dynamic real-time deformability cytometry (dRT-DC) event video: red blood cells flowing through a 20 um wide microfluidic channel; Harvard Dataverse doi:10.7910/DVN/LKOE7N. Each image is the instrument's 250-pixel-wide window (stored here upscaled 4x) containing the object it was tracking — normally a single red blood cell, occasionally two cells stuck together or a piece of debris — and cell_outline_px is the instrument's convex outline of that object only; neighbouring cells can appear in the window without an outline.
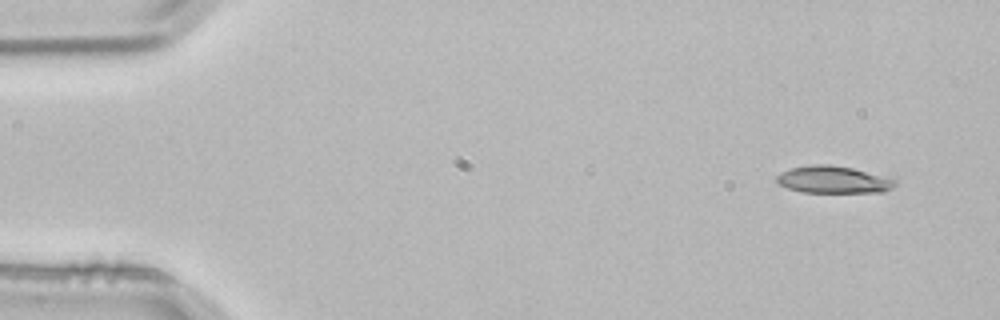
{"species": "common noctule bat (a hibernating species)", "species_latin": "Nyctalus noctula", "temperature_condition": "room temperature", "stored_images_in_passage": 50, "camera_frame_rate_fps": 3000, "um_per_image_px": 0.085, "animal": {"sex": "male", "body_mass_g": 21.5, "forearm_length_mm": 52.0}, "frame": {"image": 1, "passage_image": 1, "time_ms": 0.0, "image_size_px": [1000, 320], "cell_outline_px": [[896, 184], [892, 188], [884, 192], [804, 192], [788, 188], [780, 184], [776, 180], [776, 176], [780, 172], [792, 168], [812, 164], [828, 164], [852, 168], [896, 180]], "centroid_in_image_um": [70.81, 15.27], "position_along_channel_um": 14.2, "area_um2": 18.5}}
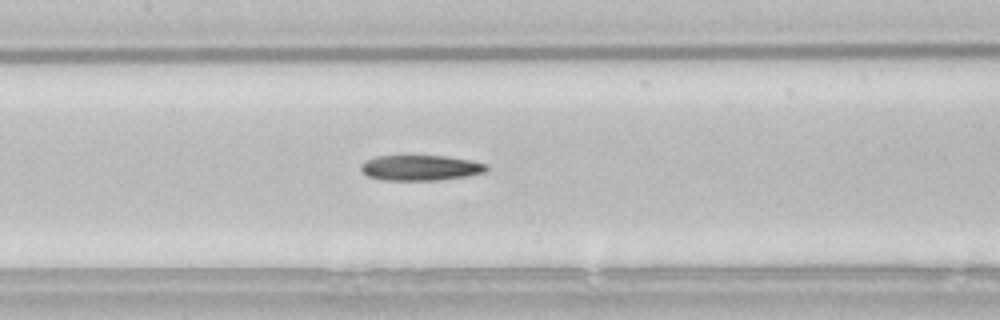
{"frame": {"image": 2, "passage_image": 22, "time_ms": 7.0, "image_size_px": [1000, 320], "cell_outline_px": [[488, 168], [484, 172], [468, 176], [440, 180], [384, 180], [368, 176], [360, 168], [360, 164], [364, 160], [376, 156], [448, 156], [488, 164]], "centroid_in_image_um": [35.73, 14.26], "position_along_channel_um": 171.7, "area_um2": 18.61}}
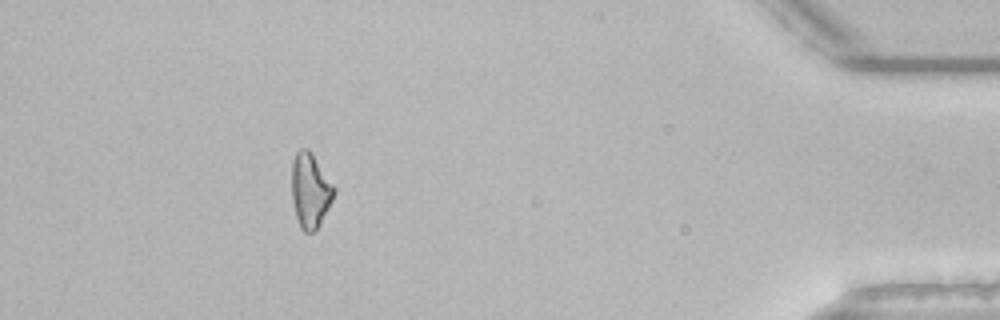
{"frame": {"image": 3, "passage_image": 45, "time_ms": 14.667, "image_size_px": [1000, 320], "cell_outline_px": [[336, 192], [320, 224], [312, 232], [304, 232], [300, 228], [296, 216], [292, 200], [292, 160], [296, 152], [300, 148], [308, 148], [312, 152], [336, 188]], "centroid_in_image_um": [26.37, 16.16], "position_along_channel_um": 408.8, "area_um2": 18.5}}